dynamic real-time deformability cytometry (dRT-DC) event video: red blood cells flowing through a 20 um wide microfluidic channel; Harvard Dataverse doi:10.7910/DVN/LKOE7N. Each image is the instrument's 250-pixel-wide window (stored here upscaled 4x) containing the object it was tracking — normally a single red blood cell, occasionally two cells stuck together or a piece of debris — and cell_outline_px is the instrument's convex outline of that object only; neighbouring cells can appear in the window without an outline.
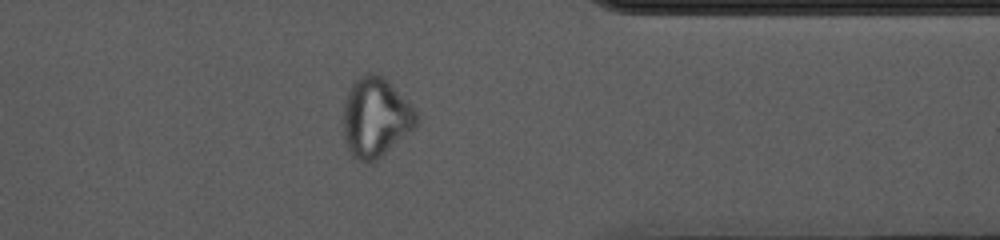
{"species": "common noctule bat (a hibernating species)", "species_latin": "Nyctalus noctula", "temperature_condition": "cold", "stored_images_in_passage": 41, "camera_frame_rate_fps": 3000, "um_per_image_px": 0.085, "animal": {"sex": "female", "body_mass_g": 10.0, "forearm_length_mm": 53.1}, "frame": {"image": 1, "passage_image": 30, "time_ms": 9.667, "image_size_px": [1000, 240], "cell_outline_px": [[420, 116], [416, 124], [412, 128], [372, 164], [368, 164], [356, 160], [348, 152], [344, 140], [344, 100], [352, 84], [364, 72], [376, 72], [384, 76], [388, 80]], "centroid_in_image_um": [31.89, 9.98], "position_along_channel_um": 379.5, "area_um2": 33.81}}